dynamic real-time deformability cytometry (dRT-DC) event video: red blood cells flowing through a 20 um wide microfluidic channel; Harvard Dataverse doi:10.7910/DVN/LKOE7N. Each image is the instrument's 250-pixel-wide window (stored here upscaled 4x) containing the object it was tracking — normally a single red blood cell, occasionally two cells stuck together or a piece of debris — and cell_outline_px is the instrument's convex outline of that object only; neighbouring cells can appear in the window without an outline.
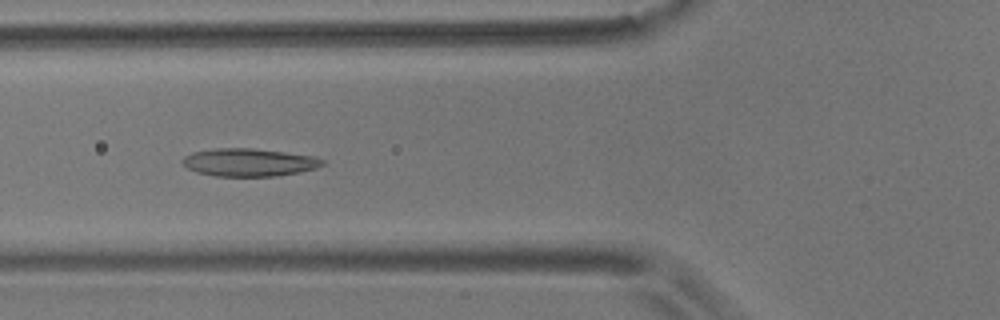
{"species": "common noctule bat (a hibernating species)", "species_latin": "Nyctalus noctula", "temperature_condition": "room temperature", "stored_images_in_passage": 36, "camera_frame_rate_fps": 3000, "um_per_image_px": 0.085, "animal": {"sex": "male", "body_mass_g": 17.9}, "frame": {"image": 1, "passage_image": 12, "time_ms": 3.667, "image_size_px": [1000, 320], "cell_outline_px": [[324, 164], [316, 168], [300, 172], [276, 176], [216, 176], [196, 172], [188, 168], [180, 160], [184, 156], [192, 152], [216, 148], [252, 148], [284, 152], [312, 156], [324, 160]], "centroid_in_image_um": [21.14, 13.8], "position_along_channel_um": 104.7, "area_um2": 22.66}}
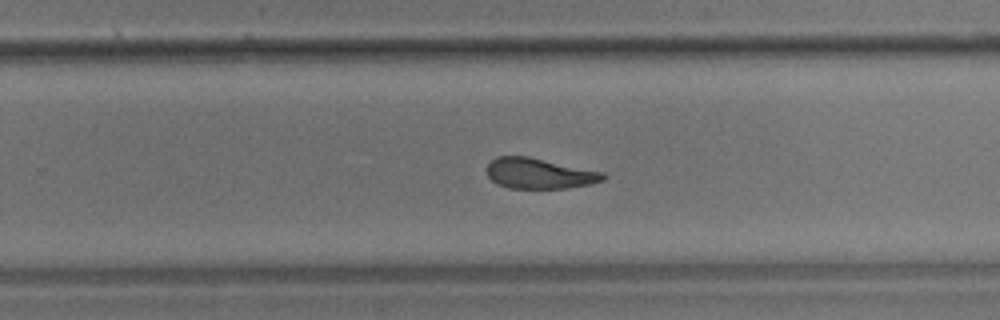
{"frame": {"image": 2, "passage_image": 27, "time_ms": 8.667, "image_size_px": [1000, 320], "cell_outline_px": [[604, 180], [588, 184], [568, 188], [508, 188], [496, 184], [488, 176], [488, 164], [496, 156], [528, 156], [604, 172]], "centroid_in_image_um": [45.82, 14.74], "position_along_channel_um": 284.0, "area_um2": 20.58}}
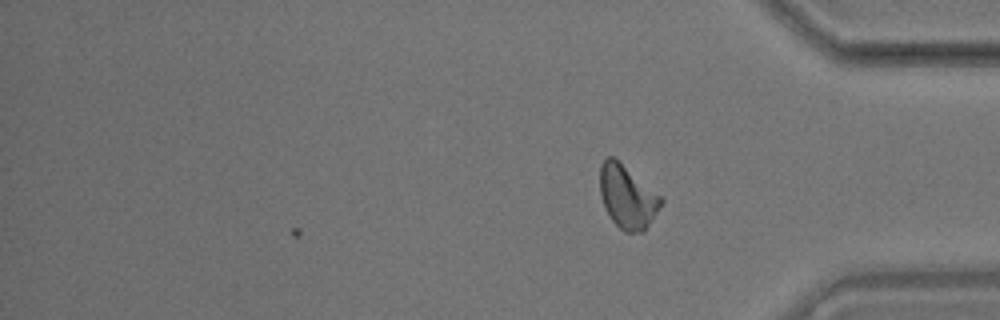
{"frame": {"image": 3, "passage_image": 36, "time_ms": 11.667, "image_size_px": [1000, 320], "cell_outline_px": [[664, 204], [644, 232], [624, 232], [612, 220], [604, 208], [600, 196], [600, 164], [608, 156], [612, 156], [660, 196], [664, 200]], "centroid_in_image_um": [53.32, 16.77], "position_along_channel_um": 381.9, "area_um2": 22.31}, "authors_computed_cell_mechanics": {"area_um2": 22.0507, "velocity_mm_per_s": 3.5911, "shape_relaxation_time_tau1_ms": 7.9775, "shape_relaxation_time_tau2_ms": 3.2809, "deformation_change_tau1": 0.1762, "deformation_change_tau2": 0.0863}}